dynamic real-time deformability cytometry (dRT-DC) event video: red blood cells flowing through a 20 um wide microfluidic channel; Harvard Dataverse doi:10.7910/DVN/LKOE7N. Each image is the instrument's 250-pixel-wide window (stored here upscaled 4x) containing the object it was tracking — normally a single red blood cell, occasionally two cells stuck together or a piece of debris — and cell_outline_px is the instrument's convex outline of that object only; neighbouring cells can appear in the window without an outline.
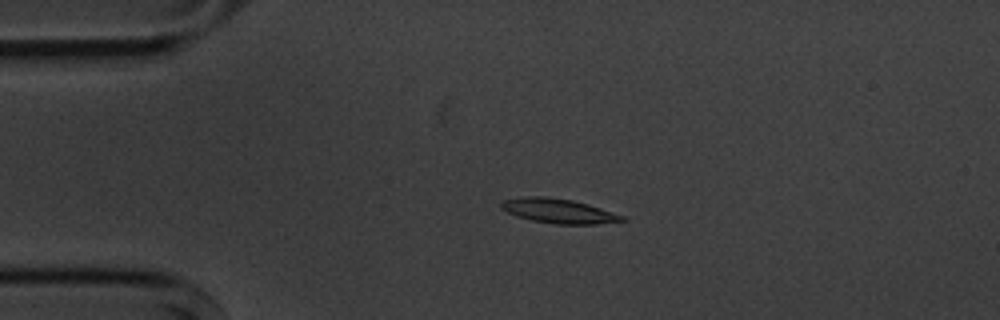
{"species": "common noctule bat (a hibernating species)", "species_latin": "Nyctalus noctula", "temperature_condition": "cold", "stored_images_in_passage": 4, "camera_frame_rate_fps": 3000, "um_per_image_px": 0.085, "animal": {"sex": "male", "body_mass_g": 20.1, "forearm_length_mm": 53.5}, "frame": {"image": 1, "passage_image": 3, "time_ms": 3.0, "image_size_px": [1000, 320], "cell_outline_px": [[628, 220], [596, 224], [556, 224], [532, 220], [516, 216], [500, 208], [500, 200], [524, 196], [544, 196], [572, 200], [588, 204], [624, 216]], "centroid_in_image_um": [47.44, 17.92], "position_along_channel_um": 37.6, "area_um2": 17.28}}